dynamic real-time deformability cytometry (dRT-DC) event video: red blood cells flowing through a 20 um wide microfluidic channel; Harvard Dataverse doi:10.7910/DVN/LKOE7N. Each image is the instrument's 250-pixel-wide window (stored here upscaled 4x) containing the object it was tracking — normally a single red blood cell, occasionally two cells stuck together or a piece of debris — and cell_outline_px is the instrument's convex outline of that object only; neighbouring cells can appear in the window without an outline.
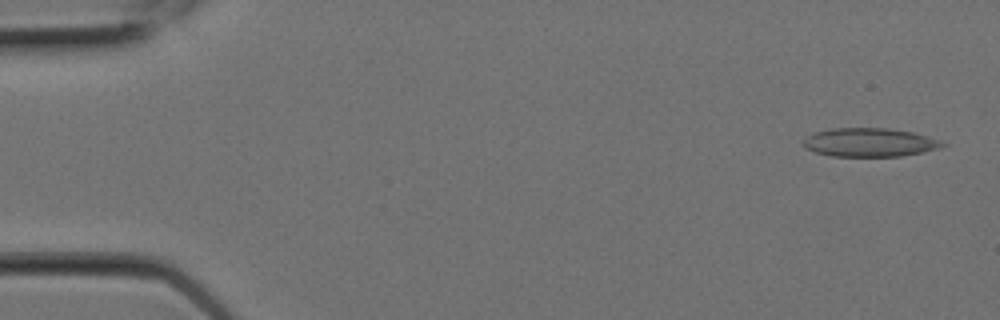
{"species": "Egyptian fruit bat (a non-hibernating species)", "species_latin": "Rousettus aegyptiacus", "temperature_condition": "room temperature", "stored_images_in_passage": 7, "camera_frame_rate_fps": 3000, "um_per_image_px": 0.085, "animal": {"sex": "female"}, "frame": {"image": 1, "passage_image": 1, "time_ms": 0.0, "image_size_px": [1000, 320], "cell_outline_px": [[948, 144], [924, 152], [900, 156], [832, 156], [816, 152], [804, 148], [804, 140], [812, 132], [828, 128], [888, 128], [912, 132], [928, 136], [940, 140]], "centroid_in_image_um": [73.9, 12.09], "position_along_channel_um": 11.1, "area_um2": 23.24}}
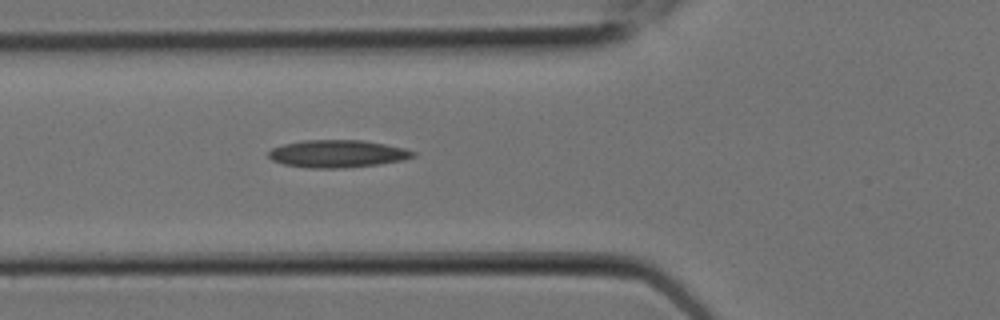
{"frame": {"image": 2, "passage_image": 7, "time_ms": 2.0, "image_size_px": [1000, 320], "cell_outline_px": [[416, 156], [404, 160], [380, 164], [344, 168], [308, 168], [284, 164], [272, 160], [268, 156], [268, 152], [272, 148], [284, 144], [300, 140], [364, 140], [404, 148], [416, 152]], "centroid_in_image_um": [28.69, 13.07], "position_along_channel_um": 97.1, "area_um2": 23.29}}